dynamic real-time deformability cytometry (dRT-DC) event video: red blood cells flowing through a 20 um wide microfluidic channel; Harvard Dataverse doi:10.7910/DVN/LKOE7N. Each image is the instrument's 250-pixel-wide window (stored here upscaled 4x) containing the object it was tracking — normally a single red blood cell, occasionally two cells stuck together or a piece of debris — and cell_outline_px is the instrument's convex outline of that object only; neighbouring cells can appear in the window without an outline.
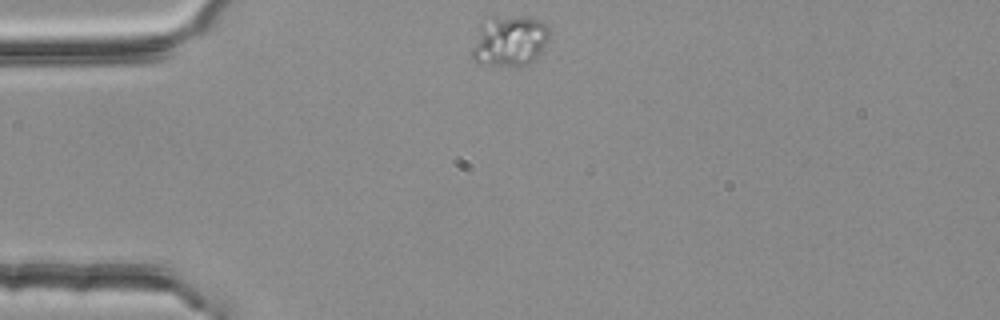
{"species": "common noctule bat (a hibernating species)", "species_latin": "Nyctalus noctula", "temperature_condition": "room temperature", "stored_images_in_passage": 3, "camera_frame_rate_fps": 3000, "um_per_image_px": 0.085, "animal": {"sex": "female", "body_mass_g": 25.1}, "frame": {"image": 1, "passage_image": 1, "time_ms": 0.0, "image_size_px": [1000, 320], "cell_outline_px": [[552, 32], [548, 40], [536, 60], [528, 64], [516, 68], [476, 64], [472, 60], [472, 48], [480, 24], [492, 16], [528, 16], [552, 24]], "centroid_in_image_um": [43.37, 3.49], "position_along_channel_um": 41.6, "area_um2": 24.1}}